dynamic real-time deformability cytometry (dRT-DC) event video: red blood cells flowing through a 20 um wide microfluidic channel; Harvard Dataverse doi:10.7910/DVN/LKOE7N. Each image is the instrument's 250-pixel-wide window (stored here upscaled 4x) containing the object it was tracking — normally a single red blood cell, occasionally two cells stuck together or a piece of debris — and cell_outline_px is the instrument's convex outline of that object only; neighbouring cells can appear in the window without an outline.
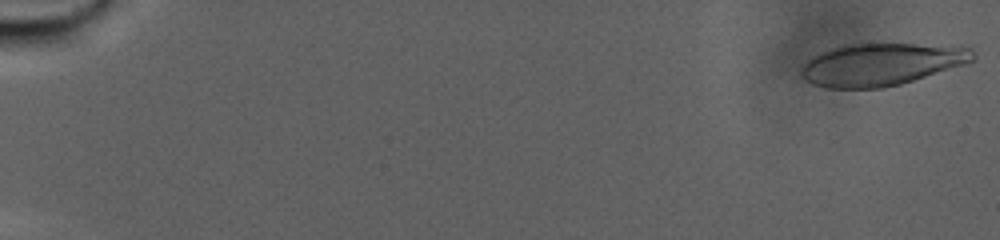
{"species": "human", "species_latin": "Homo sapiens", "temperature_condition": "warm", "stored_images_in_passage": 94, "camera_frame_rate_fps": 3000, "um_per_image_px": 0.085, "donor": {"sex": "male"}, "frame": {"image": 1, "passage_image": 1, "time_ms": 0.0, "image_size_px": [1000, 240], "cell_outline_px": [[976, 60], [964, 64], [900, 84], [884, 88], [828, 88], [812, 84], [804, 80], [800, 72], [804, 64], [812, 56], [820, 52], [844, 44], [912, 44], [972, 48], [976, 56]], "centroid_in_image_um": [74.86, 5.48], "position_along_channel_um": 10.1, "area_um2": 42.08}}
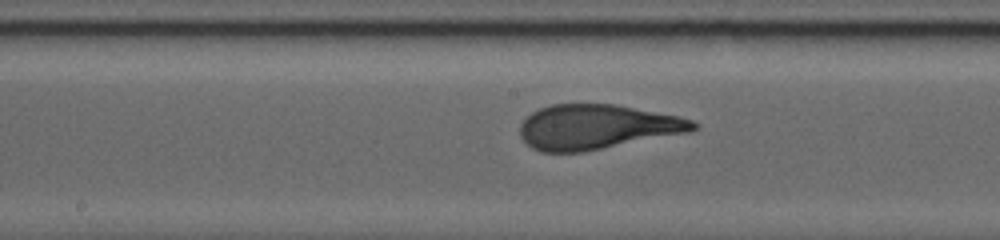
{"frame": {"image": 2, "passage_image": 52, "time_ms": 17.0, "image_size_px": [1000, 240], "cell_outline_px": [[700, 124], [692, 132], [580, 152], [540, 152], [532, 148], [520, 136], [520, 124], [532, 112], [540, 108], [552, 104], [616, 104], [680, 116], [692, 120]], "centroid_in_image_um": [50.77, 10.78], "position_along_channel_um": 197.4, "area_um2": 45.2}}
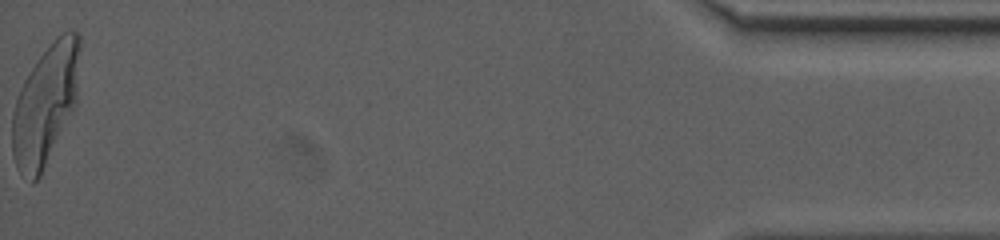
{"frame": {"image": 3, "passage_image": 94, "time_ms": 31.0, "image_size_px": [1000, 240], "cell_outline_px": [[80, 48], [76, 100], [40, 176], [32, 184], [20, 172], [12, 156], [12, 112], [20, 88], [24, 80], [40, 56], [56, 36], [64, 32], [80, 32]], "centroid_in_image_um": [3.83, 8.87], "position_along_channel_um": 431.4, "area_um2": 46.3}}